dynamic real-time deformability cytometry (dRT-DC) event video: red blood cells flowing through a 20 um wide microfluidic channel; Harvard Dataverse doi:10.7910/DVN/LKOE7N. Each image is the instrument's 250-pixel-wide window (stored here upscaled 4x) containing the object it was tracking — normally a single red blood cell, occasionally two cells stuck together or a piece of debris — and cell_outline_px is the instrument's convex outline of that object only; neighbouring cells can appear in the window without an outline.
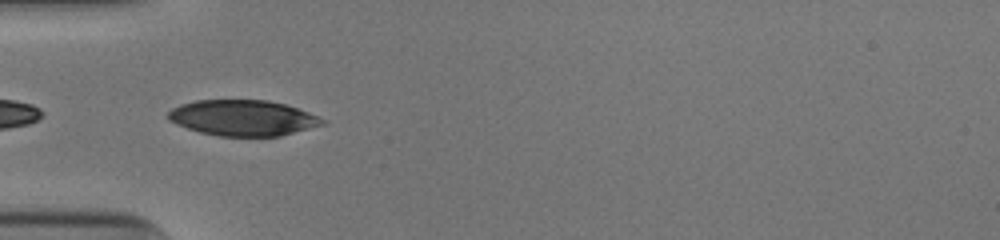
{"species": "human", "species_latin": "Homo sapiens", "temperature_condition": "cold", "stored_images_in_passage": 36, "camera_frame_rate_fps": 3000, "um_per_image_px": 0.085, "donor": {"sex": "male"}, "frame": {"image": 1, "passage_image": 1, "time_ms": 0.0, "image_size_px": [1000, 240], "cell_outline_px": [[324, 124], [280, 136], [220, 136], [200, 132], [176, 124], [168, 120], [168, 112], [172, 108], [180, 104], [196, 100], [268, 100], [284, 104], [308, 112], [324, 120]], "centroid_in_image_um": [20.6, 10.02], "position_along_channel_um": 64.4, "area_um2": 31.85}}
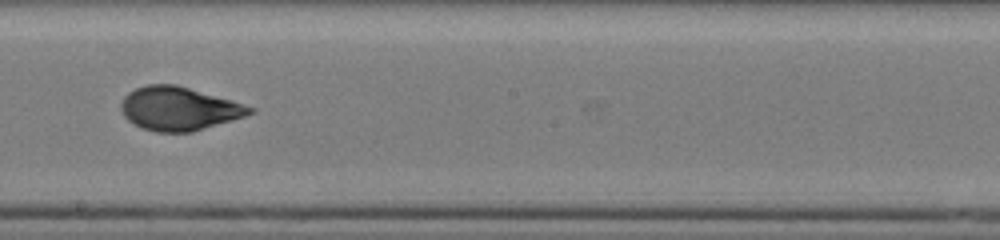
{"frame": {"image": 2, "passage_image": 14, "time_ms": 4.333, "image_size_px": [1000, 240], "cell_outline_px": [[256, 112], [244, 116], [192, 132], [156, 132], [144, 128], [128, 120], [124, 116], [120, 108], [120, 104], [124, 96], [128, 92], [136, 88], [148, 84], [176, 84], [256, 108]], "centroid_in_image_um": [15.18, 9.23], "position_along_channel_um": 233.0, "area_um2": 32.31}}
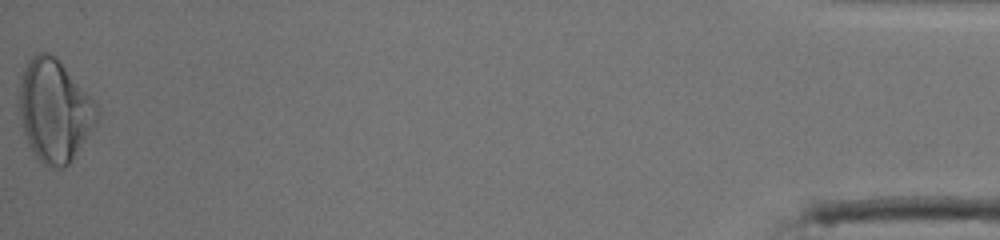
{"frame": {"image": 3, "passage_image": 36, "time_ms": 11.667, "image_size_px": [1000, 240], "cell_outline_px": [[100, 112], [96, 124], [68, 164], [64, 168], [48, 168], [36, 156], [28, 144], [24, 132], [16, 104], [16, 100], [20, 76], [28, 60], [32, 56], [40, 52], [48, 52], [56, 56], [96, 104]], "centroid_in_image_um": [4.58, 9.38], "position_along_channel_um": 430.6, "area_um2": 46.64}, "authors_computed_cell_mechanics": {"area_um2": 32.3102, "velocity_mm_per_s": 3.947, "shape_relaxation_time_tau1_ms": 4.9432, "shape_relaxation_time_tau2_ms": 0.9319, "deformation_change_tau1": 0.1821, "deformation_change_tau2": 0.0576}}